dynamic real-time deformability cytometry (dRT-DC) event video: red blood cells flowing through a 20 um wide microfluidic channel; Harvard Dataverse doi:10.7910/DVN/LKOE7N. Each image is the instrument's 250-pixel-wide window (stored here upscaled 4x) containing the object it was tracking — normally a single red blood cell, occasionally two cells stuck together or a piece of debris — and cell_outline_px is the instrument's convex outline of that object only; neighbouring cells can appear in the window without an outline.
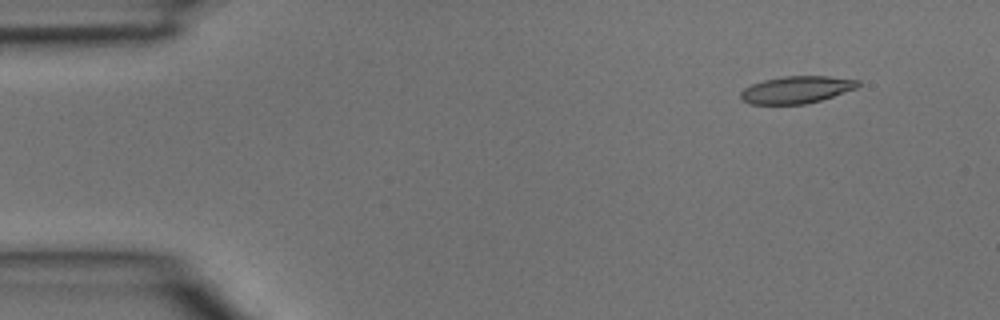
{"species": "common noctule bat (a hibernating species)", "species_latin": "Nyctalus noctula", "temperature_condition": "room temperature", "stored_images_in_passage": 4, "camera_frame_rate_fps": 3000, "um_per_image_px": 0.085, "animal": {"sex": "male", "body_mass_g": 15.6}, "frame": {"image": 1, "passage_image": 1, "time_ms": 0.0, "image_size_px": [1000, 320], "cell_outline_px": [[860, 84], [856, 88], [820, 100], [804, 104], [748, 104], [740, 100], [740, 92], [744, 88], [752, 84], [764, 80], [784, 76], [828, 76], [860, 80]], "centroid_in_image_um": [67.66, 7.62], "position_along_channel_um": 17.3, "area_um2": 18.55}}
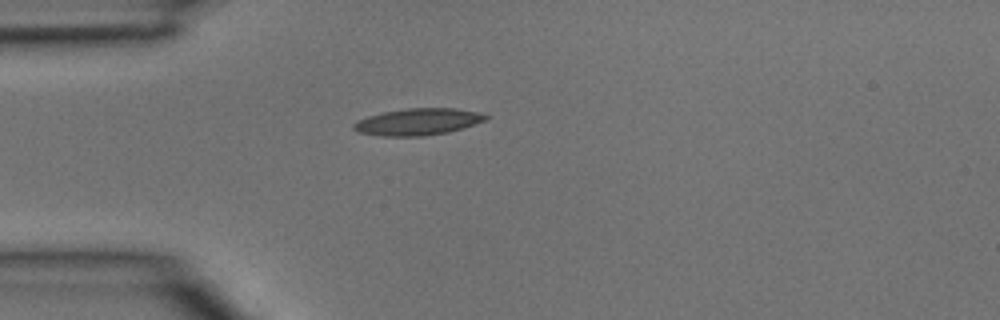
{"frame": {"image": 2, "passage_image": 3, "time_ms": 0.667, "image_size_px": [1000, 320], "cell_outline_px": [[488, 116], [484, 120], [448, 132], [424, 136], [380, 136], [360, 132], [352, 128], [352, 124], [368, 116], [384, 112], [408, 108], [456, 108], [476, 112]], "centroid_in_image_um": [35.47, 10.35], "position_along_channel_um": 49.5, "area_um2": 20.17}}